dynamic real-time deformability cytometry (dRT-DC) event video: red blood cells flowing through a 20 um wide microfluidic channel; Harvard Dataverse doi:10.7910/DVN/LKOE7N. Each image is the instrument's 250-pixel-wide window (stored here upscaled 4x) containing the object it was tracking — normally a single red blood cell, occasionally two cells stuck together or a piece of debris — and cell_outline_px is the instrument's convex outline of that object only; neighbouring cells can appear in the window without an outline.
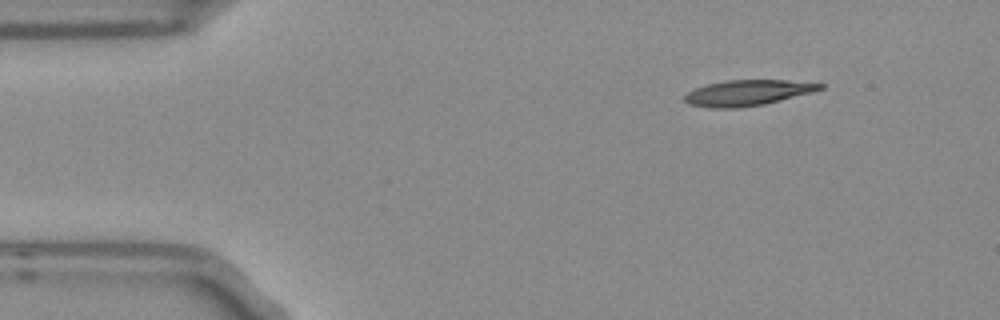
{"species": "Egyptian fruit bat (a non-hibernating species)", "species_latin": "Rousettus aegyptiacus", "temperature_condition": "room temperature", "stored_images_in_passage": 4, "camera_frame_rate_fps": 3000, "um_per_image_px": 0.085, "frame": {"image": 1, "passage_image": 1, "time_ms": 0.0, "image_size_px": [1000, 320], "cell_outline_px": [[824, 88], [812, 92], [764, 104], [736, 108], [708, 108], [688, 104], [684, 100], [684, 96], [688, 92], [696, 88], [708, 84], [728, 80], [784, 80], [824, 84]], "centroid_in_image_um": [63.51, 7.89], "position_along_channel_um": 21.5, "area_um2": 20.06}}
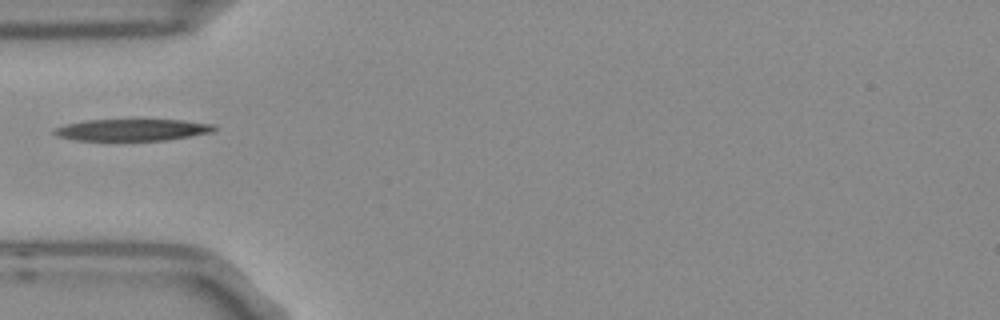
{"frame": {"image": 2, "passage_image": 3, "time_ms": 0.667, "image_size_px": [1000, 320], "cell_outline_px": [[216, 128], [212, 132], [164, 140], [76, 140], [56, 136], [52, 132], [52, 128], [64, 124], [84, 120], [140, 116], [184, 120], [216, 124]], "centroid_in_image_um": [11.21, 10.97], "position_along_channel_um": 73.8, "area_um2": 21.73}}
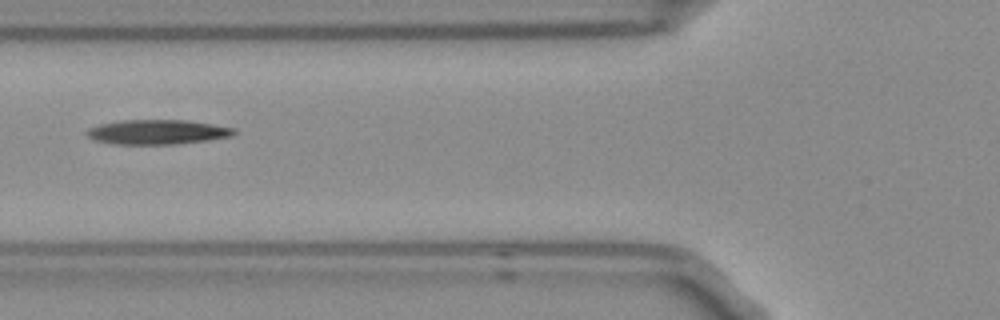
{"frame": {"image": 3, "passage_image": 4, "time_ms": 1.0, "image_size_px": [1000, 320], "cell_outline_px": [[236, 132], [232, 136], [208, 140], [176, 144], [116, 144], [96, 140], [88, 136], [84, 132], [88, 128], [100, 124], [120, 120], [188, 120], [236, 128]], "centroid_in_image_um": [13.39, 11.21], "position_along_channel_um": 112.4, "area_um2": 21.15}}